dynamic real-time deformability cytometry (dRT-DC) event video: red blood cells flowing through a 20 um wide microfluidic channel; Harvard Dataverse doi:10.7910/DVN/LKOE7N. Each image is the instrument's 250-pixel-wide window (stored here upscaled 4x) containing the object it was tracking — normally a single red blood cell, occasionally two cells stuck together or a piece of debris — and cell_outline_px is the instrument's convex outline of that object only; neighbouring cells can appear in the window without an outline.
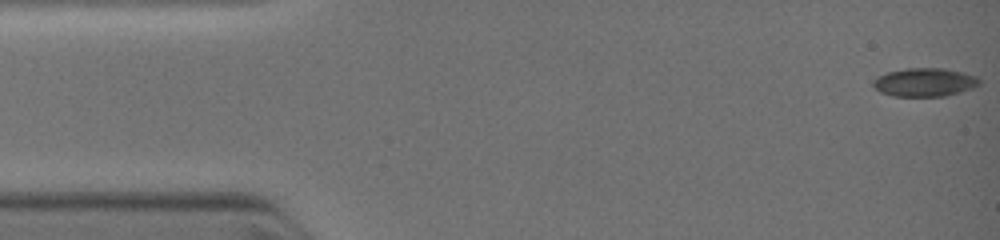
{"species": "common noctule bat (a hibernating species)", "species_latin": "Nyctalus noctula", "temperature_condition": "warm", "stored_images_in_passage": 30, "camera_frame_rate_fps": 3000, "um_per_image_px": 0.085, "animal": {"sex": "female", "body_mass_g": 19.0, "forearm_length_mm": 51.5}, "frame": {"image": 1, "passage_image": 1, "time_ms": 0.0, "image_size_px": [1000, 240], "cell_outline_px": [[980, 84], [972, 88], [960, 92], [944, 96], [892, 96], [880, 92], [872, 84], [872, 80], [876, 76], [888, 72], [908, 68], [944, 68], [964, 72], [976, 76], [980, 80]], "centroid_in_image_um": [78.58, 6.99], "position_along_channel_um": 6.4, "area_um2": 17.69}}
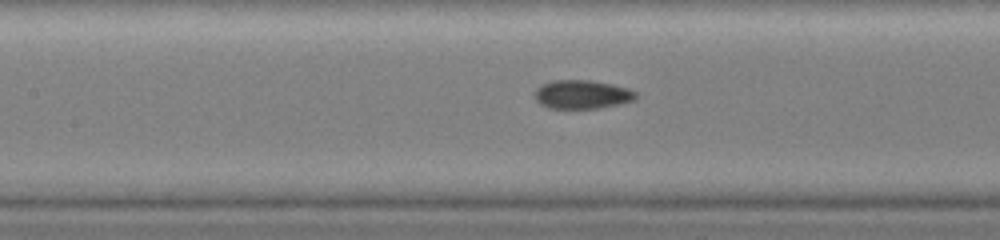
{"frame": {"image": 2, "passage_image": 21, "time_ms": 5.333, "image_size_px": [1000, 240], "cell_outline_px": [[636, 96], [632, 100], [620, 104], [600, 108], [548, 108], [540, 104], [536, 100], [536, 88], [540, 84], [552, 80], [592, 80], [612, 84], [628, 88], [636, 92]], "centroid_in_image_um": [49.46, 8.02], "position_along_channel_um": 157.9, "area_um2": 16.94}}
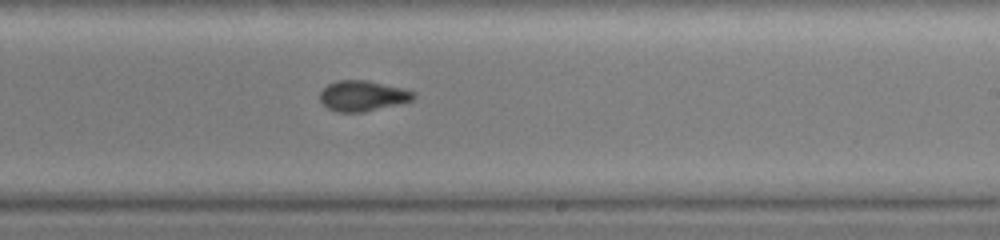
{"frame": {"image": 3, "passage_image": 30, "time_ms": 7.333, "image_size_px": [1000, 240], "cell_outline_px": [[416, 96], [412, 100], [364, 112], [336, 112], [328, 108], [320, 100], [320, 92], [328, 84], [336, 80], [364, 80], [400, 88], [416, 92]], "centroid_in_image_um": [30.79, 8.15], "position_along_channel_um": 258.2, "area_um2": 16.36}}